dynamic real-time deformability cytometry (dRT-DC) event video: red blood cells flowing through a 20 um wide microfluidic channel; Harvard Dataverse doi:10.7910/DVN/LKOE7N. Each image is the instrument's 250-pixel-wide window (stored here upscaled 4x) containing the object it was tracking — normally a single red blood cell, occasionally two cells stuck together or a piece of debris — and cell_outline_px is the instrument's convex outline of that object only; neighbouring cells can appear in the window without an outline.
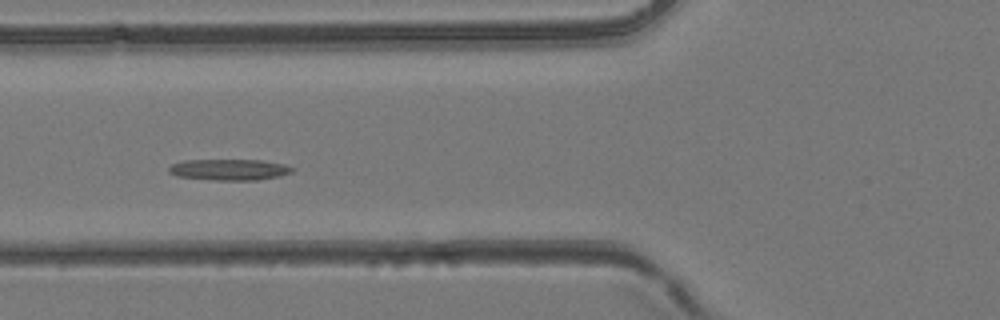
{"species": "common noctule bat (a hibernating species)", "species_latin": "Nyctalus noctula", "temperature_condition": "room temperature", "stored_images_in_passage": 35, "camera_frame_rate_fps": 3000, "um_per_image_px": 0.085, "animal": {"sex": "female", "body_mass_g": 24.6, "forearm_length_mm": 56.2}, "frame": {"image": 1, "passage_image": 8, "time_ms": 2.333, "image_size_px": [1000, 320], "cell_outline_px": [[296, 168], [292, 172], [280, 176], [256, 180], [216, 180], [176, 176], [168, 172], [168, 168], [172, 164], [184, 160], [260, 160], [284, 164]], "centroid_in_image_um": [19.5, 14.42], "position_along_channel_um": 106.3, "area_um2": 15.2}}
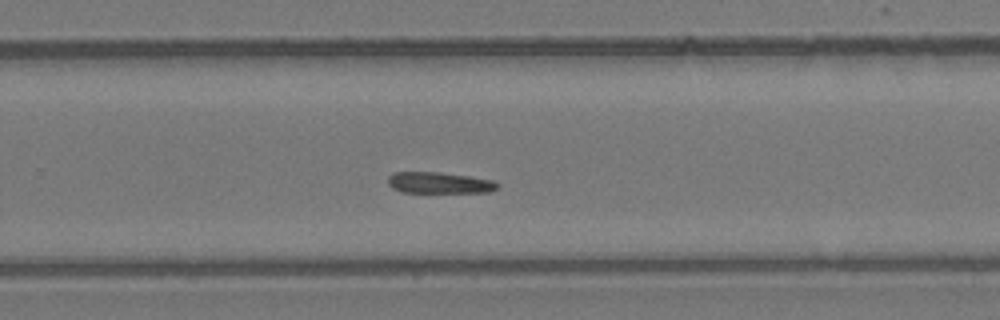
{"frame": {"image": 2, "passage_image": 20, "time_ms": 6.333, "image_size_px": [1000, 320], "cell_outline_px": [[500, 184], [496, 188], [488, 192], [400, 192], [392, 188], [388, 184], [388, 176], [392, 172], [440, 172], [468, 176], [492, 180]], "centroid_in_image_um": [37.29, 15.53], "position_along_channel_um": 292.5, "area_um2": 13.53}}
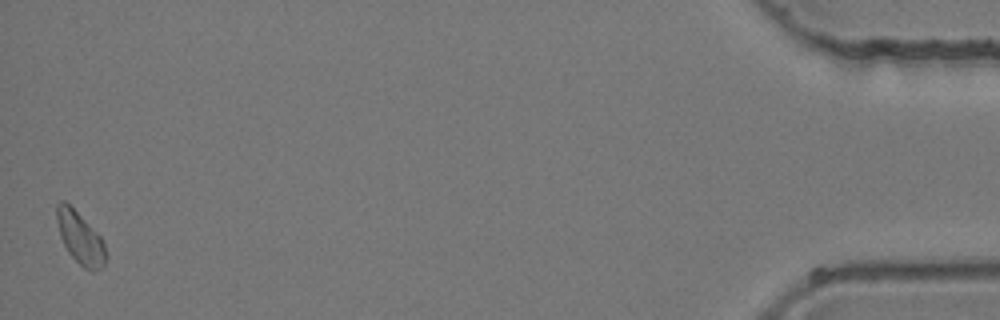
{"frame": {"image": 3, "passage_image": 35, "time_ms": 11.333, "image_size_px": [1000, 320], "cell_outline_px": [[108, 256], [104, 264], [100, 268], [92, 272], [84, 268], [68, 252], [60, 236], [56, 216], [56, 204], [60, 200], [64, 200], [100, 236], [104, 244]], "centroid_in_image_um": [6.82, 20.25], "position_along_channel_um": 428.4, "area_um2": 14.62}}